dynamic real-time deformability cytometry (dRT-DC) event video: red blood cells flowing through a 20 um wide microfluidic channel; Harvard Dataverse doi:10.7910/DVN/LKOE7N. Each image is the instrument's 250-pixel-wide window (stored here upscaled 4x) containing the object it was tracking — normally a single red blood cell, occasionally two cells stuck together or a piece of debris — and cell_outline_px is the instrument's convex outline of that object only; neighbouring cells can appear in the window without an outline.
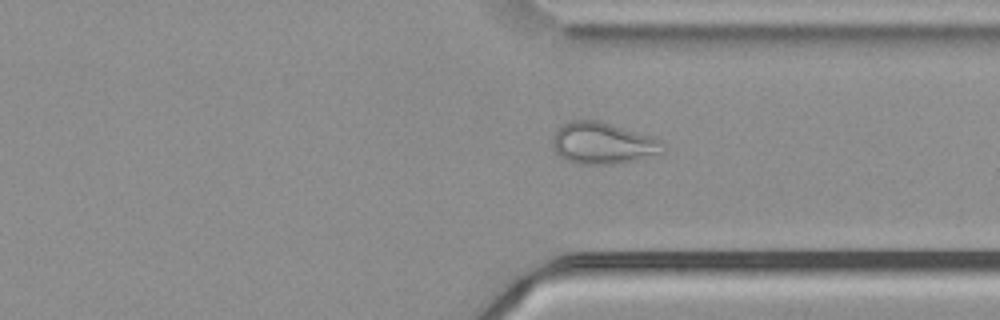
{"species": "common noctule bat (a hibernating species)", "species_latin": "Nyctalus noctula", "temperature_condition": "cold", "stored_images_in_passage": 39, "camera_frame_rate_fps": 3000, "um_per_image_px": 0.085, "animal": {"sex": "male", "body_mass_g": 21.5, "forearm_length_mm": 52.0}, "frame": {"image": 1, "passage_image": 26, "time_ms": 8.333, "image_size_px": [1000, 320], "cell_outline_px": [[664, 152], [616, 164], [572, 164], [560, 156], [552, 148], [552, 140], [556, 128], [572, 120], [596, 120], [652, 136], [660, 140]], "centroid_in_image_um": [51.17, 12.18], "position_along_channel_um": 360.2, "area_um2": 26.59}}
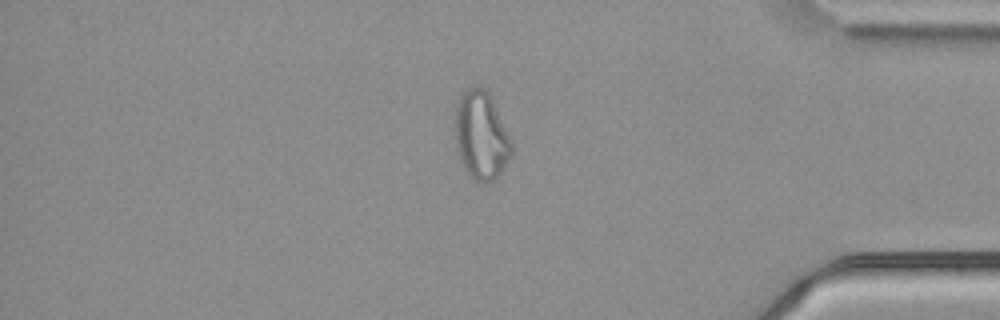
{"frame": {"image": 2, "passage_image": 31, "time_ms": 10.0, "image_size_px": [1000, 320], "cell_outline_px": [[512, 156], [504, 168], [492, 180], [484, 184], [476, 180], [464, 168], [460, 160], [456, 144], [456, 104], [460, 96], [468, 88], [480, 84], [488, 92], [492, 100], [512, 144]], "centroid_in_image_um": [40.9, 11.51], "position_along_channel_um": 394.3, "area_um2": 28.55}}
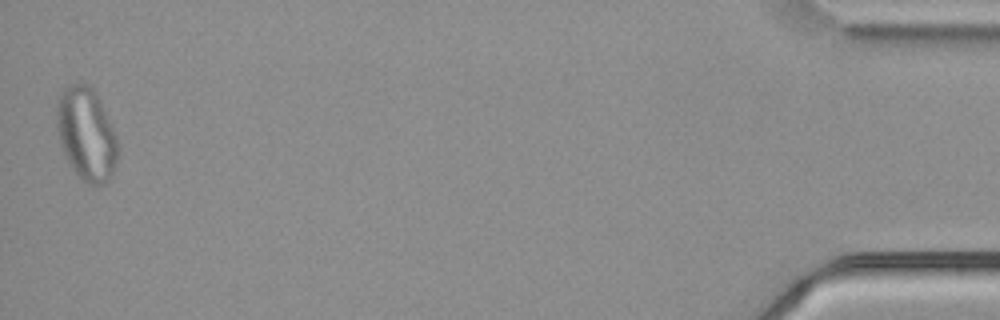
{"frame": {"image": 3, "passage_image": 39, "time_ms": 12.667, "image_size_px": [1000, 320], "cell_outline_px": [[120, 152], [112, 176], [108, 180], [100, 184], [88, 184], [68, 164], [60, 144], [56, 128], [56, 104], [60, 92], [64, 88], [72, 84], [88, 84], [92, 88], [116, 136], [120, 148]], "centroid_in_image_um": [7.32, 11.42], "position_along_channel_um": 427.9, "area_um2": 32.95}, "authors_computed_cell_mechanics": {"area_um2": 26.5302, "velocity_mm_per_s": 3.7366, "shape_relaxation_time_tau1_ms": null, "shape_relaxation_time_tau2_ms": 1.8755, "deformation_change_tau1": null, "deformation_change_tau2": 0.0851}}